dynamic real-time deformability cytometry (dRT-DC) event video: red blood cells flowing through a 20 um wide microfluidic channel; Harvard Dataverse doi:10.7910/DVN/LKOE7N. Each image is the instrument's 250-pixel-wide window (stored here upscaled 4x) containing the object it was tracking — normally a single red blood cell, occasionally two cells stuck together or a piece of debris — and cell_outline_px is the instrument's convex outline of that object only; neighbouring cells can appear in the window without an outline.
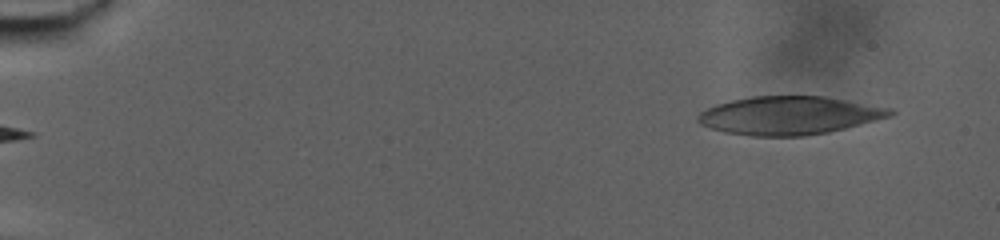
{"species": "human", "species_latin": "Homo sapiens", "temperature_condition": "warm", "stored_images_in_passage": 71, "camera_frame_rate_fps": 3000, "um_per_image_px": 0.085, "donor": {"sex": "male"}, "frame": {"image": 1, "passage_image": 1, "time_ms": 0.0, "image_size_px": [1000, 240], "cell_outline_px": [[896, 112], [892, 116], [828, 132], [800, 136], [748, 136], [724, 132], [700, 124], [696, 120], [696, 116], [700, 112], [716, 104], [732, 100], [752, 96], [824, 96], [848, 100], [892, 108]], "centroid_in_image_um": [67.07, 9.81], "position_along_channel_um": 17.9, "area_um2": 42.89}}
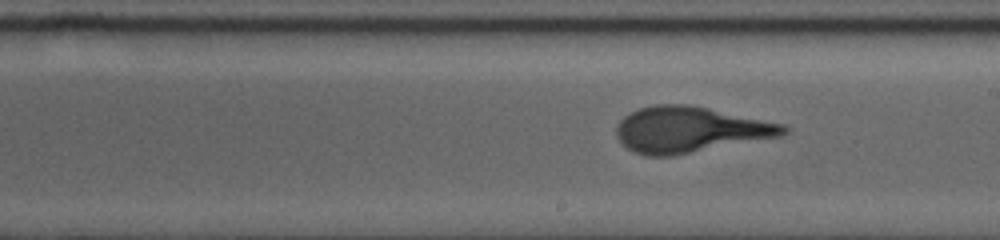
{"frame": {"image": 2, "passage_image": 40, "time_ms": 13.0, "image_size_px": [1000, 240], "cell_outline_px": [[792, 128], [788, 132], [780, 136], [672, 156], [644, 156], [632, 152], [616, 136], [616, 128], [620, 120], [624, 116], [640, 108], [656, 104], [688, 104], [708, 108], [784, 124]], "centroid_in_image_um": [58.64, 11.02], "position_along_channel_um": 230.4, "area_um2": 44.45}}
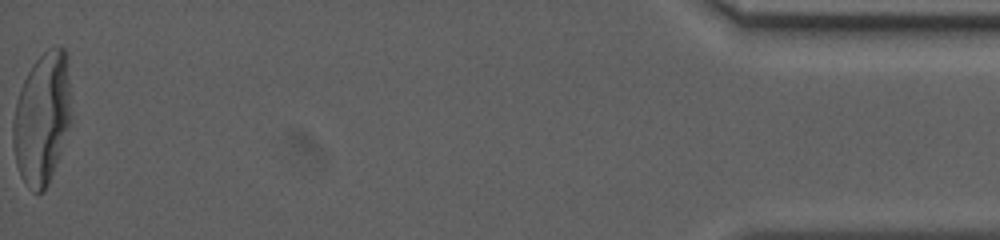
{"frame": {"image": 3, "passage_image": 71, "time_ms": 23.333, "image_size_px": [1000, 240], "cell_outline_px": [[72, 124], [60, 156], [48, 184], [44, 192], [32, 192], [28, 188], [20, 176], [16, 164], [12, 144], [12, 124], [16, 104], [20, 88], [32, 64], [48, 48], [64, 48], [68, 56], [72, 116]], "centroid_in_image_um": [3.61, 10.09], "position_along_channel_um": 431.6, "area_um2": 45.66}}